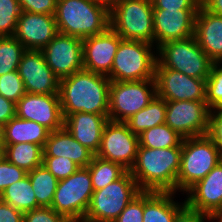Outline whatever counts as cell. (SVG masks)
<instances>
[{
  "label": "cell",
  "instance_id": "obj_12",
  "mask_svg": "<svg viewBox=\"0 0 222 222\" xmlns=\"http://www.w3.org/2000/svg\"><path fill=\"white\" fill-rule=\"evenodd\" d=\"M210 109L206 101H166L165 124L183 138L207 135Z\"/></svg>",
  "mask_w": 222,
  "mask_h": 222
},
{
  "label": "cell",
  "instance_id": "obj_26",
  "mask_svg": "<svg viewBox=\"0 0 222 222\" xmlns=\"http://www.w3.org/2000/svg\"><path fill=\"white\" fill-rule=\"evenodd\" d=\"M4 156L27 173L43 165V147L34 143L4 144Z\"/></svg>",
  "mask_w": 222,
  "mask_h": 222
},
{
  "label": "cell",
  "instance_id": "obj_45",
  "mask_svg": "<svg viewBox=\"0 0 222 222\" xmlns=\"http://www.w3.org/2000/svg\"><path fill=\"white\" fill-rule=\"evenodd\" d=\"M16 104L0 95V123L5 125L16 116Z\"/></svg>",
  "mask_w": 222,
  "mask_h": 222
},
{
  "label": "cell",
  "instance_id": "obj_37",
  "mask_svg": "<svg viewBox=\"0 0 222 222\" xmlns=\"http://www.w3.org/2000/svg\"><path fill=\"white\" fill-rule=\"evenodd\" d=\"M27 172L10 163L5 156L0 159V194L12 183L21 180Z\"/></svg>",
  "mask_w": 222,
  "mask_h": 222
},
{
  "label": "cell",
  "instance_id": "obj_39",
  "mask_svg": "<svg viewBox=\"0 0 222 222\" xmlns=\"http://www.w3.org/2000/svg\"><path fill=\"white\" fill-rule=\"evenodd\" d=\"M69 220L51 207H40L25 212L23 222H68Z\"/></svg>",
  "mask_w": 222,
  "mask_h": 222
},
{
  "label": "cell",
  "instance_id": "obj_41",
  "mask_svg": "<svg viewBox=\"0 0 222 222\" xmlns=\"http://www.w3.org/2000/svg\"><path fill=\"white\" fill-rule=\"evenodd\" d=\"M219 149L222 159V109H213L209 113V131L207 134Z\"/></svg>",
  "mask_w": 222,
  "mask_h": 222
},
{
  "label": "cell",
  "instance_id": "obj_8",
  "mask_svg": "<svg viewBox=\"0 0 222 222\" xmlns=\"http://www.w3.org/2000/svg\"><path fill=\"white\" fill-rule=\"evenodd\" d=\"M110 27L122 39L154 45L152 1L123 0L110 11Z\"/></svg>",
  "mask_w": 222,
  "mask_h": 222
},
{
  "label": "cell",
  "instance_id": "obj_50",
  "mask_svg": "<svg viewBox=\"0 0 222 222\" xmlns=\"http://www.w3.org/2000/svg\"><path fill=\"white\" fill-rule=\"evenodd\" d=\"M4 156V145H0V159Z\"/></svg>",
  "mask_w": 222,
  "mask_h": 222
},
{
  "label": "cell",
  "instance_id": "obj_21",
  "mask_svg": "<svg viewBox=\"0 0 222 222\" xmlns=\"http://www.w3.org/2000/svg\"><path fill=\"white\" fill-rule=\"evenodd\" d=\"M194 36L199 47L213 62L222 63V16L200 5L195 16Z\"/></svg>",
  "mask_w": 222,
  "mask_h": 222
},
{
  "label": "cell",
  "instance_id": "obj_28",
  "mask_svg": "<svg viewBox=\"0 0 222 222\" xmlns=\"http://www.w3.org/2000/svg\"><path fill=\"white\" fill-rule=\"evenodd\" d=\"M0 199L23 213L40 208L28 175L5 188Z\"/></svg>",
  "mask_w": 222,
  "mask_h": 222
},
{
  "label": "cell",
  "instance_id": "obj_48",
  "mask_svg": "<svg viewBox=\"0 0 222 222\" xmlns=\"http://www.w3.org/2000/svg\"><path fill=\"white\" fill-rule=\"evenodd\" d=\"M210 221L217 220L218 222H222V208L217 209L209 215Z\"/></svg>",
  "mask_w": 222,
  "mask_h": 222
},
{
  "label": "cell",
  "instance_id": "obj_42",
  "mask_svg": "<svg viewBox=\"0 0 222 222\" xmlns=\"http://www.w3.org/2000/svg\"><path fill=\"white\" fill-rule=\"evenodd\" d=\"M153 9H199L201 3L198 0H151Z\"/></svg>",
  "mask_w": 222,
  "mask_h": 222
},
{
  "label": "cell",
  "instance_id": "obj_9",
  "mask_svg": "<svg viewBox=\"0 0 222 222\" xmlns=\"http://www.w3.org/2000/svg\"><path fill=\"white\" fill-rule=\"evenodd\" d=\"M93 192L89 169L79 167L69 177L58 181L51 208L68 220H83Z\"/></svg>",
  "mask_w": 222,
  "mask_h": 222
},
{
  "label": "cell",
  "instance_id": "obj_13",
  "mask_svg": "<svg viewBox=\"0 0 222 222\" xmlns=\"http://www.w3.org/2000/svg\"><path fill=\"white\" fill-rule=\"evenodd\" d=\"M154 79L156 96L166 101H205L206 80L189 77L179 71L164 68L157 61Z\"/></svg>",
  "mask_w": 222,
  "mask_h": 222
},
{
  "label": "cell",
  "instance_id": "obj_16",
  "mask_svg": "<svg viewBox=\"0 0 222 222\" xmlns=\"http://www.w3.org/2000/svg\"><path fill=\"white\" fill-rule=\"evenodd\" d=\"M16 116L37 122L51 132L64 127L59 94L25 93L16 103Z\"/></svg>",
  "mask_w": 222,
  "mask_h": 222
},
{
  "label": "cell",
  "instance_id": "obj_23",
  "mask_svg": "<svg viewBox=\"0 0 222 222\" xmlns=\"http://www.w3.org/2000/svg\"><path fill=\"white\" fill-rule=\"evenodd\" d=\"M94 155L92 151L74 139L65 127L50 132L43 148V156L69 158L79 167H87Z\"/></svg>",
  "mask_w": 222,
  "mask_h": 222
},
{
  "label": "cell",
  "instance_id": "obj_34",
  "mask_svg": "<svg viewBox=\"0 0 222 222\" xmlns=\"http://www.w3.org/2000/svg\"><path fill=\"white\" fill-rule=\"evenodd\" d=\"M21 12L18 0H0V37L14 35Z\"/></svg>",
  "mask_w": 222,
  "mask_h": 222
},
{
  "label": "cell",
  "instance_id": "obj_10",
  "mask_svg": "<svg viewBox=\"0 0 222 222\" xmlns=\"http://www.w3.org/2000/svg\"><path fill=\"white\" fill-rule=\"evenodd\" d=\"M155 96V79L111 81L108 119L114 122H125L146 107Z\"/></svg>",
  "mask_w": 222,
  "mask_h": 222
},
{
  "label": "cell",
  "instance_id": "obj_29",
  "mask_svg": "<svg viewBox=\"0 0 222 222\" xmlns=\"http://www.w3.org/2000/svg\"><path fill=\"white\" fill-rule=\"evenodd\" d=\"M27 175L31 181L37 204L40 207H51L58 180L44 165L34 168Z\"/></svg>",
  "mask_w": 222,
  "mask_h": 222
},
{
  "label": "cell",
  "instance_id": "obj_2",
  "mask_svg": "<svg viewBox=\"0 0 222 222\" xmlns=\"http://www.w3.org/2000/svg\"><path fill=\"white\" fill-rule=\"evenodd\" d=\"M182 147L146 148L138 145L130 174L141 191L175 192Z\"/></svg>",
  "mask_w": 222,
  "mask_h": 222
},
{
  "label": "cell",
  "instance_id": "obj_3",
  "mask_svg": "<svg viewBox=\"0 0 222 222\" xmlns=\"http://www.w3.org/2000/svg\"><path fill=\"white\" fill-rule=\"evenodd\" d=\"M54 16L59 33L80 39L110 27V11L96 0H57Z\"/></svg>",
  "mask_w": 222,
  "mask_h": 222
},
{
  "label": "cell",
  "instance_id": "obj_4",
  "mask_svg": "<svg viewBox=\"0 0 222 222\" xmlns=\"http://www.w3.org/2000/svg\"><path fill=\"white\" fill-rule=\"evenodd\" d=\"M221 160L219 149L208 135L184 138L176 191L186 192Z\"/></svg>",
  "mask_w": 222,
  "mask_h": 222
},
{
  "label": "cell",
  "instance_id": "obj_25",
  "mask_svg": "<svg viewBox=\"0 0 222 222\" xmlns=\"http://www.w3.org/2000/svg\"><path fill=\"white\" fill-rule=\"evenodd\" d=\"M50 130L30 120L15 116L4 125V144L34 143L44 148Z\"/></svg>",
  "mask_w": 222,
  "mask_h": 222
},
{
  "label": "cell",
  "instance_id": "obj_51",
  "mask_svg": "<svg viewBox=\"0 0 222 222\" xmlns=\"http://www.w3.org/2000/svg\"><path fill=\"white\" fill-rule=\"evenodd\" d=\"M68 222H87V221H84V220H69Z\"/></svg>",
  "mask_w": 222,
  "mask_h": 222
},
{
  "label": "cell",
  "instance_id": "obj_46",
  "mask_svg": "<svg viewBox=\"0 0 222 222\" xmlns=\"http://www.w3.org/2000/svg\"><path fill=\"white\" fill-rule=\"evenodd\" d=\"M201 5L211 13L222 16V0H204Z\"/></svg>",
  "mask_w": 222,
  "mask_h": 222
},
{
  "label": "cell",
  "instance_id": "obj_31",
  "mask_svg": "<svg viewBox=\"0 0 222 222\" xmlns=\"http://www.w3.org/2000/svg\"><path fill=\"white\" fill-rule=\"evenodd\" d=\"M183 139L165 123L145 130L138 135L139 145L152 149L182 147Z\"/></svg>",
  "mask_w": 222,
  "mask_h": 222
},
{
  "label": "cell",
  "instance_id": "obj_30",
  "mask_svg": "<svg viewBox=\"0 0 222 222\" xmlns=\"http://www.w3.org/2000/svg\"><path fill=\"white\" fill-rule=\"evenodd\" d=\"M90 172L94 191L103 189L108 184L119 179L127 170L120 164L100 158L94 155L87 166Z\"/></svg>",
  "mask_w": 222,
  "mask_h": 222
},
{
  "label": "cell",
  "instance_id": "obj_33",
  "mask_svg": "<svg viewBox=\"0 0 222 222\" xmlns=\"http://www.w3.org/2000/svg\"><path fill=\"white\" fill-rule=\"evenodd\" d=\"M220 64L221 62H213L206 80L205 101L210 110L222 109V66Z\"/></svg>",
  "mask_w": 222,
  "mask_h": 222
},
{
  "label": "cell",
  "instance_id": "obj_18",
  "mask_svg": "<svg viewBox=\"0 0 222 222\" xmlns=\"http://www.w3.org/2000/svg\"><path fill=\"white\" fill-rule=\"evenodd\" d=\"M121 40L111 27L82 39L83 69L107 76Z\"/></svg>",
  "mask_w": 222,
  "mask_h": 222
},
{
  "label": "cell",
  "instance_id": "obj_22",
  "mask_svg": "<svg viewBox=\"0 0 222 222\" xmlns=\"http://www.w3.org/2000/svg\"><path fill=\"white\" fill-rule=\"evenodd\" d=\"M108 115L79 112L64 119V127L81 145L97 153Z\"/></svg>",
  "mask_w": 222,
  "mask_h": 222
},
{
  "label": "cell",
  "instance_id": "obj_36",
  "mask_svg": "<svg viewBox=\"0 0 222 222\" xmlns=\"http://www.w3.org/2000/svg\"><path fill=\"white\" fill-rule=\"evenodd\" d=\"M43 165L59 181L75 173L79 166L65 157L43 156Z\"/></svg>",
  "mask_w": 222,
  "mask_h": 222
},
{
  "label": "cell",
  "instance_id": "obj_6",
  "mask_svg": "<svg viewBox=\"0 0 222 222\" xmlns=\"http://www.w3.org/2000/svg\"><path fill=\"white\" fill-rule=\"evenodd\" d=\"M156 52L157 62L164 68L197 79H207L210 74L213 61L199 47L195 36L167 41L158 46Z\"/></svg>",
  "mask_w": 222,
  "mask_h": 222
},
{
  "label": "cell",
  "instance_id": "obj_1",
  "mask_svg": "<svg viewBox=\"0 0 222 222\" xmlns=\"http://www.w3.org/2000/svg\"><path fill=\"white\" fill-rule=\"evenodd\" d=\"M108 76L82 69L60 79L59 97L63 118L79 112L109 114Z\"/></svg>",
  "mask_w": 222,
  "mask_h": 222
},
{
  "label": "cell",
  "instance_id": "obj_49",
  "mask_svg": "<svg viewBox=\"0 0 222 222\" xmlns=\"http://www.w3.org/2000/svg\"><path fill=\"white\" fill-rule=\"evenodd\" d=\"M0 145H4V125L0 123Z\"/></svg>",
  "mask_w": 222,
  "mask_h": 222
},
{
  "label": "cell",
  "instance_id": "obj_7",
  "mask_svg": "<svg viewBox=\"0 0 222 222\" xmlns=\"http://www.w3.org/2000/svg\"><path fill=\"white\" fill-rule=\"evenodd\" d=\"M141 190L129 171L119 179L94 191L84 221L114 222Z\"/></svg>",
  "mask_w": 222,
  "mask_h": 222
},
{
  "label": "cell",
  "instance_id": "obj_19",
  "mask_svg": "<svg viewBox=\"0 0 222 222\" xmlns=\"http://www.w3.org/2000/svg\"><path fill=\"white\" fill-rule=\"evenodd\" d=\"M57 33L54 15L21 12L13 36L25 49L42 50Z\"/></svg>",
  "mask_w": 222,
  "mask_h": 222
},
{
  "label": "cell",
  "instance_id": "obj_20",
  "mask_svg": "<svg viewBox=\"0 0 222 222\" xmlns=\"http://www.w3.org/2000/svg\"><path fill=\"white\" fill-rule=\"evenodd\" d=\"M185 205L210 215L222 208V160L186 192Z\"/></svg>",
  "mask_w": 222,
  "mask_h": 222
},
{
  "label": "cell",
  "instance_id": "obj_47",
  "mask_svg": "<svg viewBox=\"0 0 222 222\" xmlns=\"http://www.w3.org/2000/svg\"><path fill=\"white\" fill-rule=\"evenodd\" d=\"M100 5L106 7L111 11L115 6H117L123 0H96Z\"/></svg>",
  "mask_w": 222,
  "mask_h": 222
},
{
  "label": "cell",
  "instance_id": "obj_17",
  "mask_svg": "<svg viewBox=\"0 0 222 222\" xmlns=\"http://www.w3.org/2000/svg\"><path fill=\"white\" fill-rule=\"evenodd\" d=\"M197 12L198 9H153L155 47L194 36Z\"/></svg>",
  "mask_w": 222,
  "mask_h": 222
},
{
  "label": "cell",
  "instance_id": "obj_40",
  "mask_svg": "<svg viewBox=\"0 0 222 222\" xmlns=\"http://www.w3.org/2000/svg\"><path fill=\"white\" fill-rule=\"evenodd\" d=\"M22 12L55 15L57 0H18Z\"/></svg>",
  "mask_w": 222,
  "mask_h": 222
},
{
  "label": "cell",
  "instance_id": "obj_11",
  "mask_svg": "<svg viewBox=\"0 0 222 222\" xmlns=\"http://www.w3.org/2000/svg\"><path fill=\"white\" fill-rule=\"evenodd\" d=\"M139 145L135 135L125 122L108 121L103 129L96 156L120 164L130 171L135 163Z\"/></svg>",
  "mask_w": 222,
  "mask_h": 222
},
{
  "label": "cell",
  "instance_id": "obj_24",
  "mask_svg": "<svg viewBox=\"0 0 222 222\" xmlns=\"http://www.w3.org/2000/svg\"><path fill=\"white\" fill-rule=\"evenodd\" d=\"M175 192L143 191V222H173L185 206L174 201Z\"/></svg>",
  "mask_w": 222,
  "mask_h": 222
},
{
  "label": "cell",
  "instance_id": "obj_27",
  "mask_svg": "<svg viewBox=\"0 0 222 222\" xmlns=\"http://www.w3.org/2000/svg\"><path fill=\"white\" fill-rule=\"evenodd\" d=\"M165 115L166 100L155 96L146 107L131 116L125 123L135 135H140L145 130L164 124Z\"/></svg>",
  "mask_w": 222,
  "mask_h": 222
},
{
  "label": "cell",
  "instance_id": "obj_32",
  "mask_svg": "<svg viewBox=\"0 0 222 222\" xmlns=\"http://www.w3.org/2000/svg\"><path fill=\"white\" fill-rule=\"evenodd\" d=\"M25 50L14 36L0 37V76L18 70Z\"/></svg>",
  "mask_w": 222,
  "mask_h": 222
},
{
  "label": "cell",
  "instance_id": "obj_14",
  "mask_svg": "<svg viewBox=\"0 0 222 222\" xmlns=\"http://www.w3.org/2000/svg\"><path fill=\"white\" fill-rule=\"evenodd\" d=\"M41 51L59 79L83 69L82 39L78 37L58 32Z\"/></svg>",
  "mask_w": 222,
  "mask_h": 222
},
{
  "label": "cell",
  "instance_id": "obj_15",
  "mask_svg": "<svg viewBox=\"0 0 222 222\" xmlns=\"http://www.w3.org/2000/svg\"><path fill=\"white\" fill-rule=\"evenodd\" d=\"M18 73L27 93L59 94L60 79L46 64L41 50L26 49Z\"/></svg>",
  "mask_w": 222,
  "mask_h": 222
},
{
  "label": "cell",
  "instance_id": "obj_38",
  "mask_svg": "<svg viewBox=\"0 0 222 222\" xmlns=\"http://www.w3.org/2000/svg\"><path fill=\"white\" fill-rule=\"evenodd\" d=\"M114 222H143V191L129 202Z\"/></svg>",
  "mask_w": 222,
  "mask_h": 222
},
{
  "label": "cell",
  "instance_id": "obj_44",
  "mask_svg": "<svg viewBox=\"0 0 222 222\" xmlns=\"http://www.w3.org/2000/svg\"><path fill=\"white\" fill-rule=\"evenodd\" d=\"M24 213L0 199V222H23Z\"/></svg>",
  "mask_w": 222,
  "mask_h": 222
},
{
  "label": "cell",
  "instance_id": "obj_35",
  "mask_svg": "<svg viewBox=\"0 0 222 222\" xmlns=\"http://www.w3.org/2000/svg\"><path fill=\"white\" fill-rule=\"evenodd\" d=\"M25 93L24 83L18 70L0 76V95L4 98L16 104Z\"/></svg>",
  "mask_w": 222,
  "mask_h": 222
},
{
  "label": "cell",
  "instance_id": "obj_5",
  "mask_svg": "<svg viewBox=\"0 0 222 222\" xmlns=\"http://www.w3.org/2000/svg\"><path fill=\"white\" fill-rule=\"evenodd\" d=\"M154 46L144 41L122 39L107 75L109 79L118 82L154 79L157 61Z\"/></svg>",
  "mask_w": 222,
  "mask_h": 222
},
{
  "label": "cell",
  "instance_id": "obj_43",
  "mask_svg": "<svg viewBox=\"0 0 222 222\" xmlns=\"http://www.w3.org/2000/svg\"><path fill=\"white\" fill-rule=\"evenodd\" d=\"M210 221L209 215L190 209L186 205L176 214L173 222H205Z\"/></svg>",
  "mask_w": 222,
  "mask_h": 222
}]
</instances>
